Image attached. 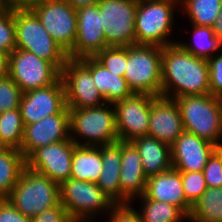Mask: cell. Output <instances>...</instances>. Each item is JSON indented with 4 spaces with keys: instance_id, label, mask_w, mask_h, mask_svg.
<instances>
[{
    "instance_id": "cell-1",
    "label": "cell",
    "mask_w": 222,
    "mask_h": 222,
    "mask_svg": "<svg viewBox=\"0 0 222 222\" xmlns=\"http://www.w3.org/2000/svg\"><path fill=\"white\" fill-rule=\"evenodd\" d=\"M161 74L163 97L210 94L208 61L185 51L178 43L162 47Z\"/></svg>"
},
{
    "instance_id": "cell-2",
    "label": "cell",
    "mask_w": 222,
    "mask_h": 222,
    "mask_svg": "<svg viewBox=\"0 0 222 222\" xmlns=\"http://www.w3.org/2000/svg\"><path fill=\"white\" fill-rule=\"evenodd\" d=\"M179 106L184 131L197 135L217 147L222 137V98L212 94L175 98Z\"/></svg>"
},
{
    "instance_id": "cell-3",
    "label": "cell",
    "mask_w": 222,
    "mask_h": 222,
    "mask_svg": "<svg viewBox=\"0 0 222 222\" xmlns=\"http://www.w3.org/2000/svg\"><path fill=\"white\" fill-rule=\"evenodd\" d=\"M14 19L16 48L50 61L61 71L69 59L68 55L50 36L38 17L25 4L14 3Z\"/></svg>"
},
{
    "instance_id": "cell-4",
    "label": "cell",
    "mask_w": 222,
    "mask_h": 222,
    "mask_svg": "<svg viewBox=\"0 0 222 222\" xmlns=\"http://www.w3.org/2000/svg\"><path fill=\"white\" fill-rule=\"evenodd\" d=\"M6 199L24 216L33 218L60 202L59 184L25 166Z\"/></svg>"
},
{
    "instance_id": "cell-5",
    "label": "cell",
    "mask_w": 222,
    "mask_h": 222,
    "mask_svg": "<svg viewBox=\"0 0 222 222\" xmlns=\"http://www.w3.org/2000/svg\"><path fill=\"white\" fill-rule=\"evenodd\" d=\"M162 47L132 45L127 47L124 78L135 94L161 96Z\"/></svg>"
},
{
    "instance_id": "cell-6",
    "label": "cell",
    "mask_w": 222,
    "mask_h": 222,
    "mask_svg": "<svg viewBox=\"0 0 222 222\" xmlns=\"http://www.w3.org/2000/svg\"><path fill=\"white\" fill-rule=\"evenodd\" d=\"M105 105L69 109L70 132L86 139V142L80 143L70 135V139L76 145L98 147L99 144L100 146L110 145L119 141L115 109L107 108L108 106L105 107Z\"/></svg>"
},
{
    "instance_id": "cell-7",
    "label": "cell",
    "mask_w": 222,
    "mask_h": 222,
    "mask_svg": "<svg viewBox=\"0 0 222 222\" xmlns=\"http://www.w3.org/2000/svg\"><path fill=\"white\" fill-rule=\"evenodd\" d=\"M179 0H138L135 15L136 45L169 46L168 42L175 4Z\"/></svg>"
},
{
    "instance_id": "cell-8",
    "label": "cell",
    "mask_w": 222,
    "mask_h": 222,
    "mask_svg": "<svg viewBox=\"0 0 222 222\" xmlns=\"http://www.w3.org/2000/svg\"><path fill=\"white\" fill-rule=\"evenodd\" d=\"M25 5L38 17L43 27L68 54L77 36V14L66 0H29Z\"/></svg>"
},
{
    "instance_id": "cell-9",
    "label": "cell",
    "mask_w": 222,
    "mask_h": 222,
    "mask_svg": "<svg viewBox=\"0 0 222 222\" xmlns=\"http://www.w3.org/2000/svg\"><path fill=\"white\" fill-rule=\"evenodd\" d=\"M59 193L60 203L74 222H90L96 211L112 210L116 205L95 182L69 178L59 185Z\"/></svg>"
},
{
    "instance_id": "cell-10",
    "label": "cell",
    "mask_w": 222,
    "mask_h": 222,
    "mask_svg": "<svg viewBox=\"0 0 222 222\" xmlns=\"http://www.w3.org/2000/svg\"><path fill=\"white\" fill-rule=\"evenodd\" d=\"M102 27L108 46L136 45L135 15L138 0H99Z\"/></svg>"
},
{
    "instance_id": "cell-11",
    "label": "cell",
    "mask_w": 222,
    "mask_h": 222,
    "mask_svg": "<svg viewBox=\"0 0 222 222\" xmlns=\"http://www.w3.org/2000/svg\"><path fill=\"white\" fill-rule=\"evenodd\" d=\"M8 75L24 93L56 83L61 71L32 52L15 48L9 55Z\"/></svg>"
},
{
    "instance_id": "cell-12",
    "label": "cell",
    "mask_w": 222,
    "mask_h": 222,
    "mask_svg": "<svg viewBox=\"0 0 222 222\" xmlns=\"http://www.w3.org/2000/svg\"><path fill=\"white\" fill-rule=\"evenodd\" d=\"M61 79L68 109H84L106 104L95 87L91 72L79 60H67L61 70Z\"/></svg>"
},
{
    "instance_id": "cell-13",
    "label": "cell",
    "mask_w": 222,
    "mask_h": 222,
    "mask_svg": "<svg viewBox=\"0 0 222 222\" xmlns=\"http://www.w3.org/2000/svg\"><path fill=\"white\" fill-rule=\"evenodd\" d=\"M152 95L133 94L113 104L119 141L132 142L148 136Z\"/></svg>"
},
{
    "instance_id": "cell-14",
    "label": "cell",
    "mask_w": 222,
    "mask_h": 222,
    "mask_svg": "<svg viewBox=\"0 0 222 222\" xmlns=\"http://www.w3.org/2000/svg\"><path fill=\"white\" fill-rule=\"evenodd\" d=\"M75 146L76 144L69 139L39 147L25 159L26 167L46 175L60 185L71 177Z\"/></svg>"
},
{
    "instance_id": "cell-15",
    "label": "cell",
    "mask_w": 222,
    "mask_h": 222,
    "mask_svg": "<svg viewBox=\"0 0 222 222\" xmlns=\"http://www.w3.org/2000/svg\"><path fill=\"white\" fill-rule=\"evenodd\" d=\"M19 108L24 125L54 114H69L62 79L52 85L24 92Z\"/></svg>"
},
{
    "instance_id": "cell-16",
    "label": "cell",
    "mask_w": 222,
    "mask_h": 222,
    "mask_svg": "<svg viewBox=\"0 0 222 222\" xmlns=\"http://www.w3.org/2000/svg\"><path fill=\"white\" fill-rule=\"evenodd\" d=\"M76 14L77 36L74 48L67 54L68 58L79 60L95 57L108 46L98 4L78 8Z\"/></svg>"
},
{
    "instance_id": "cell-17",
    "label": "cell",
    "mask_w": 222,
    "mask_h": 222,
    "mask_svg": "<svg viewBox=\"0 0 222 222\" xmlns=\"http://www.w3.org/2000/svg\"><path fill=\"white\" fill-rule=\"evenodd\" d=\"M217 148L213 143L184 131L170 145L172 168L180 172L203 171Z\"/></svg>"
},
{
    "instance_id": "cell-18",
    "label": "cell",
    "mask_w": 222,
    "mask_h": 222,
    "mask_svg": "<svg viewBox=\"0 0 222 222\" xmlns=\"http://www.w3.org/2000/svg\"><path fill=\"white\" fill-rule=\"evenodd\" d=\"M69 114H54L25 125L20 152L26 159L39 147L70 139ZM69 133V134H68Z\"/></svg>"
},
{
    "instance_id": "cell-19",
    "label": "cell",
    "mask_w": 222,
    "mask_h": 222,
    "mask_svg": "<svg viewBox=\"0 0 222 222\" xmlns=\"http://www.w3.org/2000/svg\"><path fill=\"white\" fill-rule=\"evenodd\" d=\"M183 132V121L175 99L152 96L148 136L171 145Z\"/></svg>"
},
{
    "instance_id": "cell-20",
    "label": "cell",
    "mask_w": 222,
    "mask_h": 222,
    "mask_svg": "<svg viewBox=\"0 0 222 222\" xmlns=\"http://www.w3.org/2000/svg\"><path fill=\"white\" fill-rule=\"evenodd\" d=\"M120 187L121 204H129L131 199L144 195L147 176L144 173L141 156L131 142L121 141Z\"/></svg>"
},
{
    "instance_id": "cell-21",
    "label": "cell",
    "mask_w": 222,
    "mask_h": 222,
    "mask_svg": "<svg viewBox=\"0 0 222 222\" xmlns=\"http://www.w3.org/2000/svg\"><path fill=\"white\" fill-rule=\"evenodd\" d=\"M143 197L173 204L190 216L192 206L186 200L180 171L174 168L148 177Z\"/></svg>"
},
{
    "instance_id": "cell-22",
    "label": "cell",
    "mask_w": 222,
    "mask_h": 222,
    "mask_svg": "<svg viewBox=\"0 0 222 222\" xmlns=\"http://www.w3.org/2000/svg\"><path fill=\"white\" fill-rule=\"evenodd\" d=\"M79 61L91 72L95 87L108 106L134 94L124 77L110 72L94 57L79 59Z\"/></svg>"
},
{
    "instance_id": "cell-23",
    "label": "cell",
    "mask_w": 222,
    "mask_h": 222,
    "mask_svg": "<svg viewBox=\"0 0 222 222\" xmlns=\"http://www.w3.org/2000/svg\"><path fill=\"white\" fill-rule=\"evenodd\" d=\"M102 170L96 184L116 204H121V141L101 146Z\"/></svg>"
},
{
    "instance_id": "cell-24",
    "label": "cell",
    "mask_w": 222,
    "mask_h": 222,
    "mask_svg": "<svg viewBox=\"0 0 222 222\" xmlns=\"http://www.w3.org/2000/svg\"><path fill=\"white\" fill-rule=\"evenodd\" d=\"M141 156L147 178L172 168L170 145L151 136H143L131 142Z\"/></svg>"
},
{
    "instance_id": "cell-25",
    "label": "cell",
    "mask_w": 222,
    "mask_h": 222,
    "mask_svg": "<svg viewBox=\"0 0 222 222\" xmlns=\"http://www.w3.org/2000/svg\"><path fill=\"white\" fill-rule=\"evenodd\" d=\"M101 170L102 158L100 145L98 147L81 145L74 147L70 178L96 183Z\"/></svg>"
},
{
    "instance_id": "cell-26",
    "label": "cell",
    "mask_w": 222,
    "mask_h": 222,
    "mask_svg": "<svg viewBox=\"0 0 222 222\" xmlns=\"http://www.w3.org/2000/svg\"><path fill=\"white\" fill-rule=\"evenodd\" d=\"M26 166L21 152L14 148L0 149V198L5 199L16 185Z\"/></svg>"
},
{
    "instance_id": "cell-27",
    "label": "cell",
    "mask_w": 222,
    "mask_h": 222,
    "mask_svg": "<svg viewBox=\"0 0 222 222\" xmlns=\"http://www.w3.org/2000/svg\"><path fill=\"white\" fill-rule=\"evenodd\" d=\"M191 222H222V187L207 188L192 206Z\"/></svg>"
},
{
    "instance_id": "cell-28",
    "label": "cell",
    "mask_w": 222,
    "mask_h": 222,
    "mask_svg": "<svg viewBox=\"0 0 222 222\" xmlns=\"http://www.w3.org/2000/svg\"><path fill=\"white\" fill-rule=\"evenodd\" d=\"M20 108L0 114V141L5 148L20 150L24 134Z\"/></svg>"
},
{
    "instance_id": "cell-29",
    "label": "cell",
    "mask_w": 222,
    "mask_h": 222,
    "mask_svg": "<svg viewBox=\"0 0 222 222\" xmlns=\"http://www.w3.org/2000/svg\"><path fill=\"white\" fill-rule=\"evenodd\" d=\"M193 31L194 45L178 42L185 51L206 60L213 57L212 52L221 51L222 41L214 35L212 27L193 25Z\"/></svg>"
},
{
    "instance_id": "cell-30",
    "label": "cell",
    "mask_w": 222,
    "mask_h": 222,
    "mask_svg": "<svg viewBox=\"0 0 222 222\" xmlns=\"http://www.w3.org/2000/svg\"><path fill=\"white\" fill-rule=\"evenodd\" d=\"M181 6L191 19L192 25L212 27L217 19L221 8L222 0H180Z\"/></svg>"
},
{
    "instance_id": "cell-31",
    "label": "cell",
    "mask_w": 222,
    "mask_h": 222,
    "mask_svg": "<svg viewBox=\"0 0 222 222\" xmlns=\"http://www.w3.org/2000/svg\"><path fill=\"white\" fill-rule=\"evenodd\" d=\"M144 201L142 212H138L142 222H180L189 218L179 207L141 196Z\"/></svg>"
},
{
    "instance_id": "cell-32",
    "label": "cell",
    "mask_w": 222,
    "mask_h": 222,
    "mask_svg": "<svg viewBox=\"0 0 222 222\" xmlns=\"http://www.w3.org/2000/svg\"><path fill=\"white\" fill-rule=\"evenodd\" d=\"M16 48L14 3L0 6V51L10 55Z\"/></svg>"
},
{
    "instance_id": "cell-33",
    "label": "cell",
    "mask_w": 222,
    "mask_h": 222,
    "mask_svg": "<svg viewBox=\"0 0 222 222\" xmlns=\"http://www.w3.org/2000/svg\"><path fill=\"white\" fill-rule=\"evenodd\" d=\"M94 58L110 72L124 77L127 66V47L107 46Z\"/></svg>"
},
{
    "instance_id": "cell-34",
    "label": "cell",
    "mask_w": 222,
    "mask_h": 222,
    "mask_svg": "<svg viewBox=\"0 0 222 222\" xmlns=\"http://www.w3.org/2000/svg\"><path fill=\"white\" fill-rule=\"evenodd\" d=\"M187 202L193 206L207 190L203 171L180 172Z\"/></svg>"
},
{
    "instance_id": "cell-35",
    "label": "cell",
    "mask_w": 222,
    "mask_h": 222,
    "mask_svg": "<svg viewBox=\"0 0 222 222\" xmlns=\"http://www.w3.org/2000/svg\"><path fill=\"white\" fill-rule=\"evenodd\" d=\"M22 90L8 75L0 79V114L19 108Z\"/></svg>"
},
{
    "instance_id": "cell-36",
    "label": "cell",
    "mask_w": 222,
    "mask_h": 222,
    "mask_svg": "<svg viewBox=\"0 0 222 222\" xmlns=\"http://www.w3.org/2000/svg\"><path fill=\"white\" fill-rule=\"evenodd\" d=\"M207 188L222 187V147H218L203 168Z\"/></svg>"
},
{
    "instance_id": "cell-37",
    "label": "cell",
    "mask_w": 222,
    "mask_h": 222,
    "mask_svg": "<svg viewBox=\"0 0 222 222\" xmlns=\"http://www.w3.org/2000/svg\"><path fill=\"white\" fill-rule=\"evenodd\" d=\"M208 59L210 94L222 98V53Z\"/></svg>"
},
{
    "instance_id": "cell-38",
    "label": "cell",
    "mask_w": 222,
    "mask_h": 222,
    "mask_svg": "<svg viewBox=\"0 0 222 222\" xmlns=\"http://www.w3.org/2000/svg\"><path fill=\"white\" fill-rule=\"evenodd\" d=\"M32 222H74L65 207L59 202L32 218Z\"/></svg>"
},
{
    "instance_id": "cell-39",
    "label": "cell",
    "mask_w": 222,
    "mask_h": 222,
    "mask_svg": "<svg viewBox=\"0 0 222 222\" xmlns=\"http://www.w3.org/2000/svg\"><path fill=\"white\" fill-rule=\"evenodd\" d=\"M109 222H142L138 212L130 204H118L110 210Z\"/></svg>"
},
{
    "instance_id": "cell-40",
    "label": "cell",
    "mask_w": 222,
    "mask_h": 222,
    "mask_svg": "<svg viewBox=\"0 0 222 222\" xmlns=\"http://www.w3.org/2000/svg\"><path fill=\"white\" fill-rule=\"evenodd\" d=\"M0 222H32L20 213L6 198L0 200Z\"/></svg>"
},
{
    "instance_id": "cell-41",
    "label": "cell",
    "mask_w": 222,
    "mask_h": 222,
    "mask_svg": "<svg viewBox=\"0 0 222 222\" xmlns=\"http://www.w3.org/2000/svg\"><path fill=\"white\" fill-rule=\"evenodd\" d=\"M9 55L0 51V79L8 76Z\"/></svg>"
},
{
    "instance_id": "cell-42",
    "label": "cell",
    "mask_w": 222,
    "mask_h": 222,
    "mask_svg": "<svg viewBox=\"0 0 222 222\" xmlns=\"http://www.w3.org/2000/svg\"><path fill=\"white\" fill-rule=\"evenodd\" d=\"M212 30L214 31V35L222 41V8L212 25Z\"/></svg>"
},
{
    "instance_id": "cell-43",
    "label": "cell",
    "mask_w": 222,
    "mask_h": 222,
    "mask_svg": "<svg viewBox=\"0 0 222 222\" xmlns=\"http://www.w3.org/2000/svg\"><path fill=\"white\" fill-rule=\"evenodd\" d=\"M74 9L97 4L99 0H66Z\"/></svg>"
},
{
    "instance_id": "cell-44",
    "label": "cell",
    "mask_w": 222,
    "mask_h": 222,
    "mask_svg": "<svg viewBox=\"0 0 222 222\" xmlns=\"http://www.w3.org/2000/svg\"><path fill=\"white\" fill-rule=\"evenodd\" d=\"M7 3L25 4L29 0H5Z\"/></svg>"
},
{
    "instance_id": "cell-45",
    "label": "cell",
    "mask_w": 222,
    "mask_h": 222,
    "mask_svg": "<svg viewBox=\"0 0 222 222\" xmlns=\"http://www.w3.org/2000/svg\"><path fill=\"white\" fill-rule=\"evenodd\" d=\"M7 2L5 0H0V6L6 4Z\"/></svg>"
},
{
    "instance_id": "cell-46",
    "label": "cell",
    "mask_w": 222,
    "mask_h": 222,
    "mask_svg": "<svg viewBox=\"0 0 222 222\" xmlns=\"http://www.w3.org/2000/svg\"><path fill=\"white\" fill-rule=\"evenodd\" d=\"M2 148H5V147L1 144V141H0V149H2Z\"/></svg>"
}]
</instances>
